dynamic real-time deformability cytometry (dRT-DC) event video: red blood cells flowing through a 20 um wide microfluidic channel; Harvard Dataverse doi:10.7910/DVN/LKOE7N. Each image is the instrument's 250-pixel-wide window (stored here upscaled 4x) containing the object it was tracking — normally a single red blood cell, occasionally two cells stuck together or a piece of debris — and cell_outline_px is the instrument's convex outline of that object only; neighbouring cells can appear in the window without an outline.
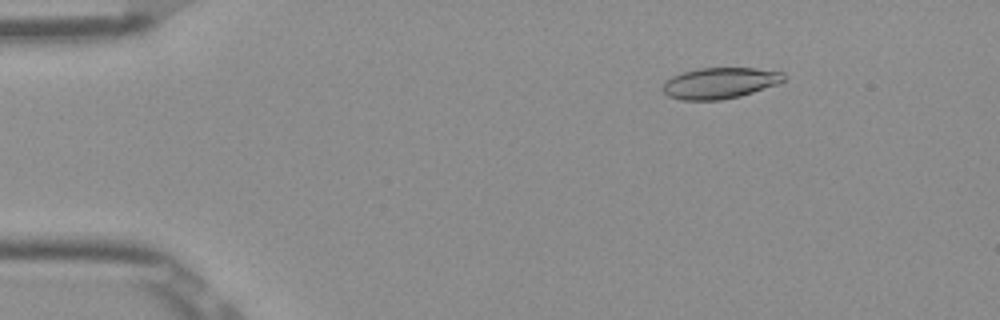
{"species": "Egyptian fruit bat (a non-hibernating species)", "species_latin": "Rousettus aegyptiacus", "temperature_condition": "room temperature", "stored_images_in_passage": 10, "camera_frame_rate_fps": 3000, "um_per_image_px": 0.085, "frame": {"image": 1, "passage_image": 1, "time_ms": 0.0, "image_size_px": [1000, 320], "cell_outline_px": [[788, 76], [784, 80], [776, 84], [740, 96], [720, 100], [680, 100], [668, 96], [660, 88], [664, 80], [672, 76], [684, 72], [700, 68], [756, 68], [784, 72]], "centroid_in_image_um": [61.16, 7.06], "position_along_channel_um": 23.8, "area_um2": 22.02}}
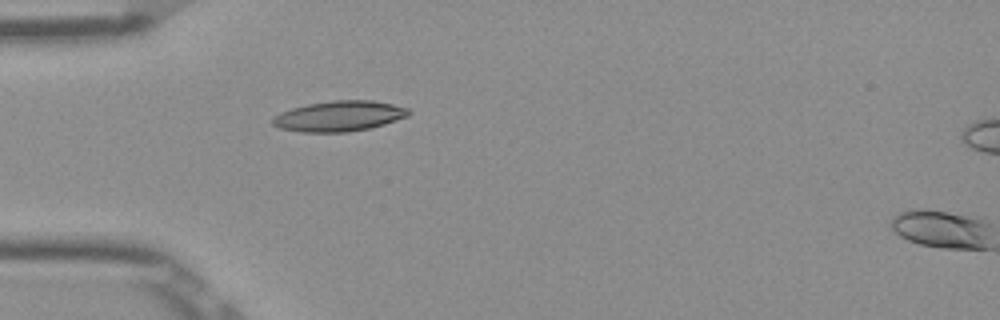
{"frame": {"image": 2, "passage_image": 9, "time_ms": 2.667, "image_size_px": [1000, 320], "cell_outline_px": [[412, 112], [408, 116], [384, 124], [368, 128], [348, 132], [300, 132], [280, 128], [272, 124], [272, 116], [280, 112], [292, 108], [308, 104], [332, 100], [372, 100], [392, 104], [408, 108]], "centroid_in_image_um": [28.81, 9.86], "position_along_channel_um": 56.2, "area_um2": 24.16}}